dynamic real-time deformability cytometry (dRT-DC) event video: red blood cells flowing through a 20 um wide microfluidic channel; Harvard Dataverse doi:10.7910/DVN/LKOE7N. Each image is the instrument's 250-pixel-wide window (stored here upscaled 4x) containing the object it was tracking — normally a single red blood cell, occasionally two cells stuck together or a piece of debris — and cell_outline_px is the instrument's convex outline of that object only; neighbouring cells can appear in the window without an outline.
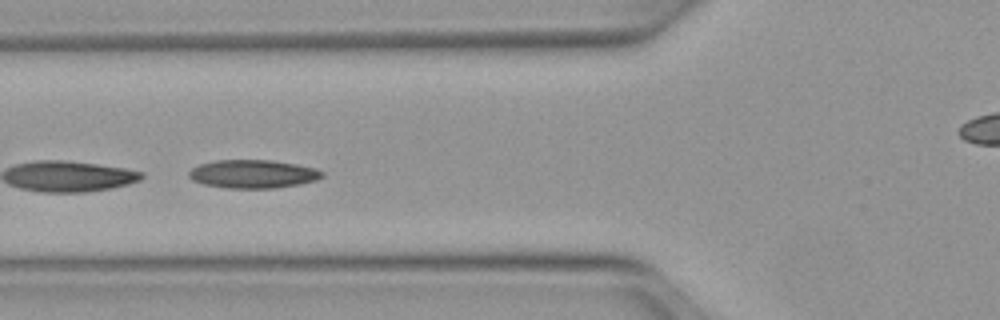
{"species": "Egyptian fruit bat (a non-hibernating species)", "species_latin": "Rousettus aegyptiacus", "temperature_condition": "warm", "stored_images_in_passage": 15, "camera_frame_rate_fps": 3000, "um_per_image_px": 0.085, "animal": {"sex": "female"}, "frame": {"image": 1, "passage_image": 11, "time_ms": 3.333, "image_size_px": [1000, 320], "cell_outline_px": [[324, 176], [316, 180], [300, 184], [276, 188], [224, 188], [204, 184], [192, 180], [188, 176], [188, 172], [196, 164], [216, 160], [272, 160], [296, 164], [316, 168], [324, 172]], "centroid_in_image_um": [21.49, 14.78], "position_along_channel_um": 104.3, "area_um2": 22.25}}